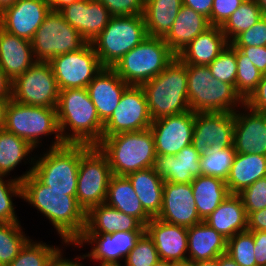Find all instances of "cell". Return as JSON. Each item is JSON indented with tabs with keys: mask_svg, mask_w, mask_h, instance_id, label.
<instances>
[{
	"mask_svg": "<svg viewBox=\"0 0 266 266\" xmlns=\"http://www.w3.org/2000/svg\"><path fill=\"white\" fill-rule=\"evenodd\" d=\"M128 86L110 67H104L88 84L90 99L103 123L111 117Z\"/></svg>",
	"mask_w": 266,
	"mask_h": 266,
	"instance_id": "cell-23",
	"label": "cell"
},
{
	"mask_svg": "<svg viewBox=\"0 0 266 266\" xmlns=\"http://www.w3.org/2000/svg\"><path fill=\"white\" fill-rule=\"evenodd\" d=\"M243 202L247 216L266 208V176L258 179L238 194Z\"/></svg>",
	"mask_w": 266,
	"mask_h": 266,
	"instance_id": "cell-46",
	"label": "cell"
},
{
	"mask_svg": "<svg viewBox=\"0 0 266 266\" xmlns=\"http://www.w3.org/2000/svg\"><path fill=\"white\" fill-rule=\"evenodd\" d=\"M20 222L0 223V264L8 266L30 240Z\"/></svg>",
	"mask_w": 266,
	"mask_h": 266,
	"instance_id": "cell-38",
	"label": "cell"
},
{
	"mask_svg": "<svg viewBox=\"0 0 266 266\" xmlns=\"http://www.w3.org/2000/svg\"><path fill=\"white\" fill-rule=\"evenodd\" d=\"M141 87L153 121L190 110L186 64L177 56Z\"/></svg>",
	"mask_w": 266,
	"mask_h": 266,
	"instance_id": "cell-3",
	"label": "cell"
},
{
	"mask_svg": "<svg viewBox=\"0 0 266 266\" xmlns=\"http://www.w3.org/2000/svg\"><path fill=\"white\" fill-rule=\"evenodd\" d=\"M154 266H171V262L159 260Z\"/></svg>",
	"mask_w": 266,
	"mask_h": 266,
	"instance_id": "cell-64",
	"label": "cell"
},
{
	"mask_svg": "<svg viewBox=\"0 0 266 266\" xmlns=\"http://www.w3.org/2000/svg\"><path fill=\"white\" fill-rule=\"evenodd\" d=\"M230 43L234 47L266 46V16L248 30L238 34Z\"/></svg>",
	"mask_w": 266,
	"mask_h": 266,
	"instance_id": "cell-47",
	"label": "cell"
},
{
	"mask_svg": "<svg viewBox=\"0 0 266 266\" xmlns=\"http://www.w3.org/2000/svg\"><path fill=\"white\" fill-rule=\"evenodd\" d=\"M12 96V81L0 68V102H6Z\"/></svg>",
	"mask_w": 266,
	"mask_h": 266,
	"instance_id": "cell-56",
	"label": "cell"
},
{
	"mask_svg": "<svg viewBox=\"0 0 266 266\" xmlns=\"http://www.w3.org/2000/svg\"><path fill=\"white\" fill-rule=\"evenodd\" d=\"M59 91L49 62L36 61L12 81L11 99L26 105L57 108Z\"/></svg>",
	"mask_w": 266,
	"mask_h": 266,
	"instance_id": "cell-12",
	"label": "cell"
},
{
	"mask_svg": "<svg viewBox=\"0 0 266 266\" xmlns=\"http://www.w3.org/2000/svg\"><path fill=\"white\" fill-rule=\"evenodd\" d=\"M193 266H218V257L213 260L197 261Z\"/></svg>",
	"mask_w": 266,
	"mask_h": 266,
	"instance_id": "cell-59",
	"label": "cell"
},
{
	"mask_svg": "<svg viewBox=\"0 0 266 266\" xmlns=\"http://www.w3.org/2000/svg\"><path fill=\"white\" fill-rule=\"evenodd\" d=\"M197 213L204 221L229 196L223 179L199 175L191 182Z\"/></svg>",
	"mask_w": 266,
	"mask_h": 266,
	"instance_id": "cell-34",
	"label": "cell"
},
{
	"mask_svg": "<svg viewBox=\"0 0 266 266\" xmlns=\"http://www.w3.org/2000/svg\"><path fill=\"white\" fill-rule=\"evenodd\" d=\"M111 176L107 156L98 146L86 145L81 150L76 192L77 202L85 212L105 203Z\"/></svg>",
	"mask_w": 266,
	"mask_h": 266,
	"instance_id": "cell-11",
	"label": "cell"
},
{
	"mask_svg": "<svg viewBox=\"0 0 266 266\" xmlns=\"http://www.w3.org/2000/svg\"><path fill=\"white\" fill-rule=\"evenodd\" d=\"M159 260L153 240L145 232L126 256L125 264L121 266H154Z\"/></svg>",
	"mask_w": 266,
	"mask_h": 266,
	"instance_id": "cell-45",
	"label": "cell"
},
{
	"mask_svg": "<svg viewBox=\"0 0 266 266\" xmlns=\"http://www.w3.org/2000/svg\"><path fill=\"white\" fill-rule=\"evenodd\" d=\"M6 102H0V131L4 130Z\"/></svg>",
	"mask_w": 266,
	"mask_h": 266,
	"instance_id": "cell-60",
	"label": "cell"
},
{
	"mask_svg": "<svg viewBox=\"0 0 266 266\" xmlns=\"http://www.w3.org/2000/svg\"><path fill=\"white\" fill-rule=\"evenodd\" d=\"M134 230H145V226L137 218L105 203L93 206L86 212L83 234H112Z\"/></svg>",
	"mask_w": 266,
	"mask_h": 266,
	"instance_id": "cell-26",
	"label": "cell"
},
{
	"mask_svg": "<svg viewBox=\"0 0 266 266\" xmlns=\"http://www.w3.org/2000/svg\"><path fill=\"white\" fill-rule=\"evenodd\" d=\"M156 218L187 228L202 222L197 213L191 183L164 181L162 207Z\"/></svg>",
	"mask_w": 266,
	"mask_h": 266,
	"instance_id": "cell-18",
	"label": "cell"
},
{
	"mask_svg": "<svg viewBox=\"0 0 266 266\" xmlns=\"http://www.w3.org/2000/svg\"><path fill=\"white\" fill-rule=\"evenodd\" d=\"M22 199L34 206L54 226L62 244L74 245L86 225V212L69 191L52 190L33 173L22 180Z\"/></svg>",
	"mask_w": 266,
	"mask_h": 266,
	"instance_id": "cell-1",
	"label": "cell"
},
{
	"mask_svg": "<svg viewBox=\"0 0 266 266\" xmlns=\"http://www.w3.org/2000/svg\"><path fill=\"white\" fill-rule=\"evenodd\" d=\"M204 221L227 240L247 230V214L238 194H229Z\"/></svg>",
	"mask_w": 266,
	"mask_h": 266,
	"instance_id": "cell-30",
	"label": "cell"
},
{
	"mask_svg": "<svg viewBox=\"0 0 266 266\" xmlns=\"http://www.w3.org/2000/svg\"><path fill=\"white\" fill-rule=\"evenodd\" d=\"M63 249H61L56 256L52 259L49 266H85L83 263H80L81 259H86L87 257L83 254L78 256L75 260L64 258ZM80 259V260H79Z\"/></svg>",
	"mask_w": 266,
	"mask_h": 266,
	"instance_id": "cell-55",
	"label": "cell"
},
{
	"mask_svg": "<svg viewBox=\"0 0 266 266\" xmlns=\"http://www.w3.org/2000/svg\"><path fill=\"white\" fill-rule=\"evenodd\" d=\"M218 266H239V265L228 253H224L218 256Z\"/></svg>",
	"mask_w": 266,
	"mask_h": 266,
	"instance_id": "cell-57",
	"label": "cell"
},
{
	"mask_svg": "<svg viewBox=\"0 0 266 266\" xmlns=\"http://www.w3.org/2000/svg\"><path fill=\"white\" fill-rule=\"evenodd\" d=\"M88 42L66 22L59 11L50 10L36 30L31 46L36 61L49 62L53 57L76 52Z\"/></svg>",
	"mask_w": 266,
	"mask_h": 266,
	"instance_id": "cell-10",
	"label": "cell"
},
{
	"mask_svg": "<svg viewBox=\"0 0 266 266\" xmlns=\"http://www.w3.org/2000/svg\"><path fill=\"white\" fill-rule=\"evenodd\" d=\"M211 26L209 19L182 5L164 41L177 56L191 41Z\"/></svg>",
	"mask_w": 266,
	"mask_h": 266,
	"instance_id": "cell-29",
	"label": "cell"
},
{
	"mask_svg": "<svg viewBox=\"0 0 266 266\" xmlns=\"http://www.w3.org/2000/svg\"><path fill=\"white\" fill-rule=\"evenodd\" d=\"M105 204L137 218L144 226L152 219L142 207L131 182L126 176H111Z\"/></svg>",
	"mask_w": 266,
	"mask_h": 266,
	"instance_id": "cell-31",
	"label": "cell"
},
{
	"mask_svg": "<svg viewBox=\"0 0 266 266\" xmlns=\"http://www.w3.org/2000/svg\"><path fill=\"white\" fill-rule=\"evenodd\" d=\"M50 10L48 0H18L0 14V27L31 41Z\"/></svg>",
	"mask_w": 266,
	"mask_h": 266,
	"instance_id": "cell-19",
	"label": "cell"
},
{
	"mask_svg": "<svg viewBox=\"0 0 266 266\" xmlns=\"http://www.w3.org/2000/svg\"><path fill=\"white\" fill-rule=\"evenodd\" d=\"M236 154L234 145L227 148L209 149L201 155L199 161L201 175L226 181Z\"/></svg>",
	"mask_w": 266,
	"mask_h": 266,
	"instance_id": "cell-39",
	"label": "cell"
},
{
	"mask_svg": "<svg viewBox=\"0 0 266 266\" xmlns=\"http://www.w3.org/2000/svg\"><path fill=\"white\" fill-rule=\"evenodd\" d=\"M227 253L239 266H256L251 231L238 232L227 240Z\"/></svg>",
	"mask_w": 266,
	"mask_h": 266,
	"instance_id": "cell-43",
	"label": "cell"
},
{
	"mask_svg": "<svg viewBox=\"0 0 266 266\" xmlns=\"http://www.w3.org/2000/svg\"><path fill=\"white\" fill-rule=\"evenodd\" d=\"M259 8L263 12L264 16H266V0H256Z\"/></svg>",
	"mask_w": 266,
	"mask_h": 266,
	"instance_id": "cell-63",
	"label": "cell"
},
{
	"mask_svg": "<svg viewBox=\"0 0 266 266\" xmlns=\"http://www.w3.org/2000/svg\"><path fill=\"white\" fill-rule=\"evenodd\" d=\"M265 176V155L237 153L225 183L230 194H239L242 190Z\"/></svg>",
	"mask_w": 266,
	"mask_h": 266,
	"instance_id": "cell-32",
	"label": "cell"
},
{
	"mask_svg": "<svg viewBox=\"0 0 266 266\" xmlns=\"http://www.w3.org/2000/svg\"><path fill=\"white\" fill-rule=\"evenodd\" d=\"M145 232L153 240L160 260L168 262L187 260V227L166 223L153 217L145 225Z\"/></svg>",
	"mask_w": 266,
	"mask_h": 266,
	"instance_id": "cell-22",
	"label": "cell"
},
{
	"mask_svg": "<svg viewBox=\"0 0 266 266\" xmlns=\"http://www.w3.org/2000/svg\"><path fill=\"white\" fill-rule=\"evenodd\" d=\"M234 112V147L236 153L266 156V113L243 105Z\"/></svg>",
	"mask_w": 266,
	"mask_h": 266,
	"instance_id": "cell-21",
	"label": "cell"
},
{
	"mask_svg": "<svg viewBox=\"0 0 266 266\" xmlns=\"http://www.w3.org/2000/svg\"><path fill=\"white\" fill-rule=\"evenodd\" d=\"M4 129L21 137L34 149L42 144L43 135L55 134L50 148L65 144L60 135L56 108L26 105L9 99L6 101Z\"/></svg>",
	"mask_w": 266,
	"mask_h": 266,
	"instance_id": "cell-6",
	"label": "cell"
},
{
	"mask_svg": "<svg viewBox=\"0 0 266 266\" xmlns=\"http://www.w3.org/2000/svg\"><path fill=\"white\" fill-rule=\"evenodd\" d=\"M97 146L107 156L112 175L127 176L155 165L157 155L150 128L102 138Z\"/></svg>",
	"mask_w": 266,
	"mask_h": 266,
	"instance_id": "cell-4",
	"label": "cell"
},
{
	"mask_svg": "<svg viewBox=\"0 0 266 266\" xmlns=\"http://www.w3.org/2000/svg\"><path fill=\"white\" fill-rule=\"evenodd\" d=\"M144 233L145 230L118 231L112 234H82L74 247H83L86 243L91 245L90 252L84 255L90 260L99 262V266L121 265L119 260H125Z\"/></svg>",
	"mask_w": 266,
	"mask_h": 266,
	"instance_id": "cell-15",
	"label": "cell"
},
{
	"mask_svg": "<svg viewBox=\"0 0 266 266\" xmlns=\"http://www.w3.org/2000/svg\"><path fill=\"white\" fill-rule=\"evenodd\" d=\"M171 266H193V262L187 259L179 262H171Z\"/></svg>",
	"mask_w": 266,
	"mask_h": 266,
	"instance_id": "cell-62",
	"label": "cell"
},
{
	"mask_svg": "<svg viewBox=\"0 0 266 266\" xmlns=\"http://www.w3.org/2000/svg\"><path fill=\"white\" fill-rule=\"evenodd\" d=\"M264 16L256 0H245L225 21L221 30L230 43L238 34L248 30Z\"/></svg>",
	"mask_w": 266,
	"mask_h": 266,
	"instance_id": "cell-37",
	"label": "cell"
},
{
	"mask_svg": "<svg viewBox=\"0 0 266 266\" xmlns=\"http://www.w3.org/2000/svg\"><path fill=\"white\" fill-rule=\"evenodd\" d=\"M33 173V166L25 171L21 176L14 179H5L4 175H0V223L19 222L15 214V206L13 197L22 199V180L29 174Z\"/></svg>",
	"mask_w": 266,
	"mask_h": 266,
	"instance_id": "cell-40",
	"label": "cell"
},
{
	"mask_svg": "<svg viewBox=\"0 0 266 266\" xmlns=\"http://www.w3.org/2000/svg\"><path fill=\"white\" fill-rule=\"evenodd\" d=\"M254 240L256 266H266V231H251Z\"/></svg>",
	"mask_w": 266,
	"mask_h": 266,
	"instance_id": "cell-52",
	"label": "cell"
},
{
	"mask_svg": "<svg viewBox=\"0 0 266 266\" xmlns=\"http://www.w3.org/2000/svg\"><path fill=\"white\" fill-rule=\"evenodd\" d=\"M131 182L144 210L153 218L157 217L162 207L164 180L155 168H146L126 176Z\"/></svg>",
	"mask_w": 266,
	"mask_h": 266,
	"instance_id": "cell-33",
	"label": "cell"
},
{
	"mask_svg": "<svg viewBox=\"0 0 266 266\" xmlns=\"http://www.w3.org/2000/svg\"><path fill=\"white\" fill-rule=\"evenodd\" d=\"M214 0H182V5L192 8L197 13L209 19L211 24V11Z\"/></svg>",
	"mask_w": 266,
	"mask_h": 266,
	"instance_id": "cell-54",
	"label": "cell"
},
{
	"mask_svg": "<svg viewBox=\"0 0 266 266\" xmlns=\"http://www.w3.org/2000/svg\"><path fill=\"white\" fill-rule=\"evenodd\" d=\"M237 75L235 90L245 101L256 89L262 78V73L246 59V56L236 48Z\"/></svg>",
	"mask_w": 266,
	"mask_h": 266,
	"instance_id": "cell-42",
	"label": "cell"
},
{
	"mask_svg": "<svg viewBox=\"0 0 266 266\" xmlns=\"http://www.w3.org/2000/svg\"><path fill=\"white\" fill-rule=\"evenodd\" d=\"M247 230L266 231V208L251 212L247 216Z\"/></svg>",
	"mask_w": 266,
	"mask_h": 266,
	"instance_id": "cell-53",
	"label": "cell"
},
{
	"mask_svg": "<svg viewBox=\"0 0 266 266\" xmlns=\"http://www.w3.org/2000/svg\"><path fill=\"white\" fill-rule=\"evenodd\" d=\"M61 249L30 239L8 266H49Z\"/></svg>",
	"mask_w": 266,
	"mask_h": 266,
	"instance_id": "cell-41",
	"label": "cell"
},
{
	"mask_svg": "<svg viewBox=\"0 0 266 266\" xmlns=\"http://www.w3.org/2000/svg\"><path fill=\"white\" fill-rule=\"evenodd\" d=\"M86 145L65 143L49 147L39 157L33 155V174L50 189L69 191L70 196H76L81 150Z\"/></svg>",
	"mask_w": 266,
	"mask_h": 266,
	"instance_id": "cell-8",
	"label": "cell"
},
{
	"mask_svg": "<svg viewBox=\"0 0 266 266\" xmlns=\"http://www.w3.org/2000/svg\"><path fill=\"white\" fill-rule=\"evenodd\" d=\"M208 67L214 78L235 87L237 75L236 48L229 43Z\"/></svg>",
	"mask_w": 266,
	"mask_h": 266,
	"instance_id": "cell-44",
	"label": "cell"
},
{
	"mask_svg": "<svg viewBox=\"0 0 266 266\" xmlns=\"http://www.w3.org/2000/svg\"><path fill=\"white\" fill-rule=\"evenodd\" d=\"M234 112L195 113L192 145L201 154L234 145Z\"/></svg>",
	"mask_w": 266,
	"mask_h": 266,
	"instance_id": "cell-16",
	"label": "cell"
},
{
	"mask_svg": "<svg viewBox=\"0 0 266 266\" xmlns=\"http://www.w3.org/2000/svg\"><path fill=\"white\" fill-rule=\"evenodd\" d=\"M244 104L255 112L266 113V74L262 75L260 82Z\"/></svg>",
	"mask_w": 266,
	"mask_h": 266,
	"instance_id": "cell-50",
	"label": "cell"
},
{
	"mask_svg": "<svg viewBox=\"0 0 266 266\" xmlns=\"http://www.w3.org/2000/svg\"><path fill=\"white\" fill-rule=\"evenodd\" d=\"M181 6L182 0H145L143 17L148 36L165 38Z\"/></svg>",
	"mask_w": 266,
	"mask_h": 266,
	"instance_id": "cell-35",
	"label": "cell"
},
{
	"mask_svg": "<svg viewBox=\"0 0 266 266\" xmlns=\"http://www.w3.org/2000/svg\"><path fill=\"white\" fill-rule=\"evenodd\" d=\"M194 121L195 112L191 110L154 120L150 130L156 155H176L191 145Z\"/></svg>",
	"mask_w": 266,
	"mask_h": 266,
	"instance_id": "cell-17",
	"label": "cell"
},
{
	"mask_svg": "<svg viewBox=\"0 0 266 266\" xmlns=\"http://www.w3.org/2000/svg\"><path fill=\"white\" fill-rule=\"evenodd\" d=\"M35 62L31 41L13 35L0 27V68L7 77L14 81Z\"/></svg>",
	"mask_w": 266,
	"mask_h": 266,
	"instance_id": "cell-25",
	"label": "cell"
},
{
	"mask_svg": "<svg viewBox=\"0 0 266 266\" xmlns=\"http://www.w3.org/2000/svg\"><path fill=\"white\" fill-rule=\"evenodd\" d=\"M52 67L59 90L87 88L88 84L104 68L91 43L76 52L53 57Z\"/></svg>",
	"mask_w": 266,
	"mask_h": 266,
	"instance_id": "cell-13",
	"label": "cell"
},
{
	"mask_svg": "<svg viewBox=\"0 0 266 266\" xmlns=\"http://www.w3.org/2000/svg\"><path fill=\"white\" fill-rule=\"evenodd\" d=\"M245 0H214L211 11V25L222 26Z\"/></svg>",
	"mask_w": 266,
	"mask_h": 266,
	"instance_id": "cell-49",
	"label": "cell"
},
{
	"mask_svg": "<svg viewBox=\"0 0 266 266\" xmlns=\"http://www.w3.org/2000/svg\"><path fill=\"white\" fill-rule=\"evenodd\" d=\"M59 12L88 43L101 33L112 18L108 9L98 0H77Z\"/></svg>",
	"mask_w": 266,
	"mask_h": 266,
	"instance_id": "cell-20",
	"label": "cell"
},
{
	"mask_svg": "<svg viewBox=\"0 0 266 266\" xmlns=\"http://www.w3.org/2000/svg\"><path fill=\"white\" fill-rule=\"evenodd\" d=\"M228 44L221 27L211 25L182 49L177 57L185 64L209 65Z\"/></svg>",
	"mask_w": 266,
	"mask_h": 266,
	"instance_id": "cell-27",
	"label": "cell"
},
{
	"mask_svg": "<svg viewBox=\"0 0 266 266\" xmlns=\"http://www.w3.org/2000/svg\"><path fill=\"white\" fill-rule=\"evenodd\" d=\"M34 150L35 149L21 137L5 129L0 131V175L9 176L10 172L13 171L17 165L25 160L24 163H26L28 158V162L31 161L29 163L33 166L35 157H32L33 154L31 152ZM26 156L29 157L27 158Z\"/></svg>",
	"mask_w": 266,
	"mask_h": 266,
	"instance_id": "cell-36",
	"label": "cell"
},
{
	"mask_svg": "<svg viewBox=\"0 0 266 266\" xmlns=\"http://www.w3.org/2000/svg\"><path fill=\"white\" fill-rule=\"evenodd\" d=\"M56 109L64 143L97 146L102 141L104 123L97 114L87 88L60 90Z\"/></svg>",
	"mask_w": 266,
	"mask_h": 266,
	"instance_id": "cell-2",
	"label": "cell"
},
{
	"mask_svg": "<svg viewBox=\"0 0 266 266\" xmlns=\"http://www.w3.org/2000/svg\"><path fill=\"white\" fill-rule=\"evenodd\" d=\"M201 155L191 144L176 155H157L154 168L165 182L191 183L201 175Z\"/></svg>",
	"mask_w": 266,
	"mask_h": 266,
	"instance_id": "cell-24",
	"label": "cell"
},
{
	"mask_svg": "<svg viewBox=\"0 0 266 266\" xmlns=\"http://www.w3.org/2000/svg\"><path fill=\"white\" fill-rule=\"evenodd\" d=\"M235 48L239 49L262 74H266V46Z\"/></svg>",
	"mask_w": 266,
	"mask_h": 266,
	"instance_id": "cell-51",
	"label": "cell"
},
{
	"mask_svg": "<svg viewBox=\"0 0 266 266\" xmlns=\"http://www.w3.org/2000/svg\"><path fill=\"white\" fill-rule=\"evenodd\" d=\"M187 259L197 261L213 260L227 253V239L210 227L205 221L187 228Z\"/></svg>",
	"mask_w": 266,
	"mask_h": 266,
	"instance_id": "cell-28",
	"label": "cell"
},
{
	"mask_svg": "<svg viewBox=\"0 0 266 266\" xmlns=\"http://www.w3.org/2000/svg\"><path fill=\"white\" fill-rule=\"evenodd\" d=\"M51 6V10L59 11L66 5L72 4L77 0H48Z\"/></svg>",
	"mask_w": 266,
	"mask_h": 266,
	"instance_id": "cell-58",
	"label": "cell"
},
{
	"mask_svg": "<svg viewBox=\"0 0 266 266\" xmlns=\"http://www.w3.org/2000/svg\"><path fill=\"white\" fill-rule=\"evenodd\" d=\"M175 57L164 38L148 36L112 69L128 85L141 86L160 74Z\"/></svg>",
	"mask_w": 266,
	"mask_h": 266,
	"instance_id": "cell-7",
	"label": "cell"
},
{
	"mask_svg": "<svg viewBox=\"0 0 266 266\" xmlns=\"http://www.w3.org/2000/svg\"><path fill=\"white\" fill-rule=\"evenodd\" d=\"M112 16L143 15L145 0H98Z\"/></svg>",
	"mask_w": 266,
	"mask_h": 266,
	"instance_id": "cell-48",
	"label": "cell"
},
{
	"mask_svg": "<svg viewBox=\"0 0 266 266\" xmlns=\"http://www.w3.org/2000/svg\"><path fill=\"white\" fill-rule=\"evenodd\" d=\"M152 122L143 88L129 85L121 95L117 108L104 123L103 138L123 132L142 131L150 128Z\"/></svg>",
	"mask_w": 266,
	"mask_h": 266,
	"instance_id": "cell-14",
	"label": "cell"
},
{
	"mask_svg": "<svg viewBox=\"0 0 266 266\" xmlns=\"http://www.w3.org/2000/svg\"><path fill=\"white\" fill-rule=\"evenodd\" d=\"M186 71L191 111L195 113L235 112L239 106L243 107L244 100L236 92L235 87L214 78L208 65L186 64Z\"/></svg>",
	"mask_w": 266,
	"mask_h": 266,
	"instance_id": "cell-5",
	"label": "cell"
},
{
	"mask_svg": "<svg viewBox=\"0 0 266 266\" xmlns=\"http://www.w3.org/2000/svg\"><path fill=\"white\" fill-rule=\"evenodd\" d=\"M148 37L143 15L112 16L91 42L103 67L112 68L127 52Z\"/></svg>",
	"mask_w": 266,
	"mask_h": 266,
	"instance_id": "cell-9",
	"label": "cell"
},
{
	"mask_svg": "<svg viewBox=\"0 0 266 266\" xmlns=\"http://www.w3.org/2000/svg\"><path fill=\"white\" fill-rule=\"evenodd\" d=\"M18 0H0V14L10 6L14 5Z\"/></svg>",
	"mask_w": 266,
	"mask_h": 266,
	"instance_id": "cell-61",
	"label": "cell"
}]
</instances>
